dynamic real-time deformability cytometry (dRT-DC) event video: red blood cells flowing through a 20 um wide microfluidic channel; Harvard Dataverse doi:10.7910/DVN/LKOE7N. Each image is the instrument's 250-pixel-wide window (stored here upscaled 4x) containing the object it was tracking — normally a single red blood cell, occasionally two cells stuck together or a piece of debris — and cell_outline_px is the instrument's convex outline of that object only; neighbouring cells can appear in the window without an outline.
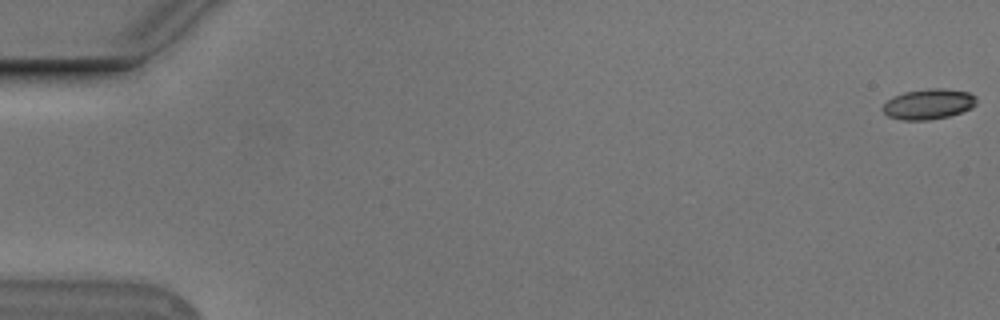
{"species": "Egyptian fruit bat (a non-hibernating species)", "species_latin": "Rousettus aegyptiacus", "temperature_condition": "cold", "stored_images_in_passage": 51, "camera_frame_rate_fps": 3000, "um_per_image_px": 0.085, "animal": {"sex": "male"}, "frame": {"image": 1, "passage_image": 1, "time_ms": 0.0, "image_size_px": [1000, 320], "cell_outline_px": [[976, 104], [972, 108], [948, 116], [928, 120], [900, 120], [888, 116], [880, 108], [892, 96], [904, 92], [928, 88], [944, 88], [968, 92], [976, 96]], "centroid_in_image_um": [78.9, 8.84], "position_along_channel_um": 6.1, "area_um2": 16.7}}
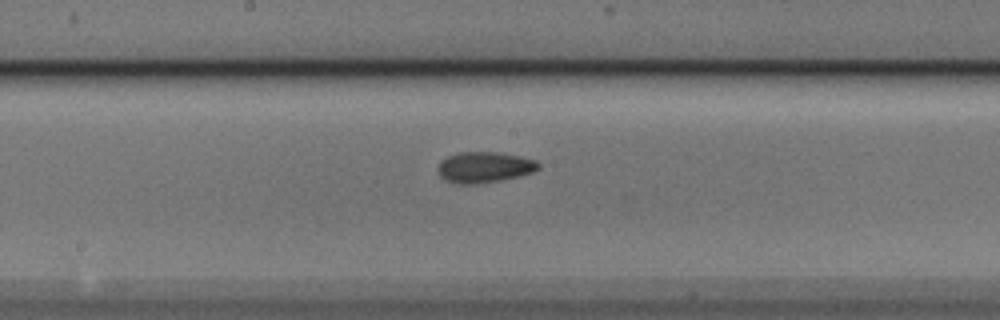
{"frame": {"image": 2, "passage_image": 30, "time_ms": 9.667, "image_size_px": [1000, 320], "cell_outline_px": [[540, 168], [532, 172], [520, 176], [500, 180], [476, 184], [456, 184], [444, 180], [440, 176], [436, 168], [440, 160], [448, 156], [460, 152], [496, 152], [520, 156], [536, 160], [540, 164]], "centroid_in_image_um": [41.14, 14.22], "position_along_channel_um": 207.1, "area_um2": 18.26}}
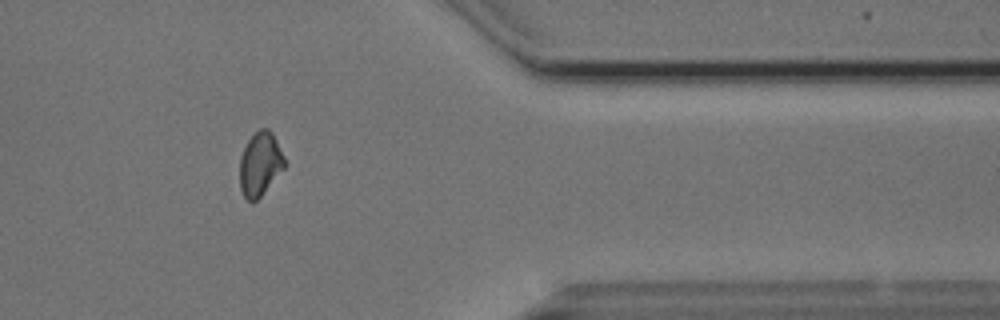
{"frame": {"image": 3, "passage_image": 46, "time_ms": 15.0, "image_size_px": [1000, 320], "cell_outline_px": [[284, 168], [260, 196], [252, 204], [244, 196], [240, 188], [240, 156], [248, 140], [260, 128], [268, 128], [272, 132], [284, 156]], "centroid_in_image_um": [22.09, 13.94], "position_along_channel_um": 389.3, "area_um2": 16.42}}